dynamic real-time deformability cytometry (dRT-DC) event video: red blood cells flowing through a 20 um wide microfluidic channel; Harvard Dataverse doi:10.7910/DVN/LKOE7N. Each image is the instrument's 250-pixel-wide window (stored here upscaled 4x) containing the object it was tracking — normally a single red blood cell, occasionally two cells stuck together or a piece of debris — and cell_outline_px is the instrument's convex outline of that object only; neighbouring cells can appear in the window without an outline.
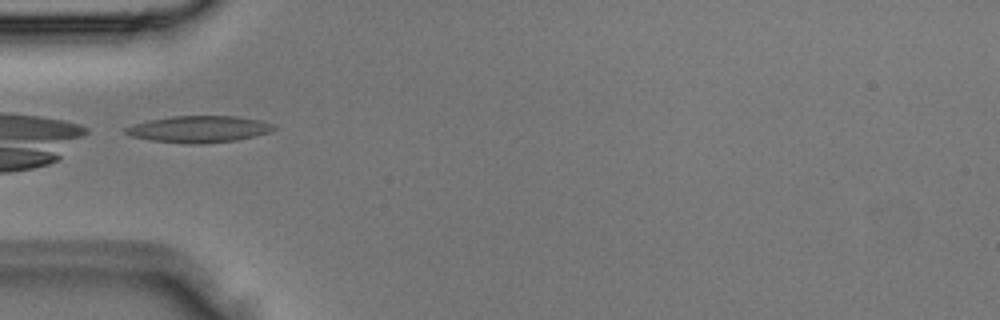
{"species": "Egyptian fruit bat (a non-hibernating species)", "species_latin": "Rousettus aegyptiacus", "temperature_condition": "room temperature", "stored_images_in_passage": 3, "camera_frame_rate_fps": 3000, "um_per_image_px": 0.085, "animal": {"sex": "male"}, "frame": {"image": 1, "passage_image": 3, "time_ms": 0.667, "image_size_px": [1000, 320], "cell_outline_px": [[276, 128], [272, 132], [236, 140], [200, 144], [184, 144], [152, 140], [132, 136], [124, 132], [124, 128], [148, 120], [172, 116], [236, 116], [260, 120], [276, 124]], "centroid_in_image_um": [16.96, 10.98], "position_along_channel_um": 68.0, "area_um2": 23.06}}